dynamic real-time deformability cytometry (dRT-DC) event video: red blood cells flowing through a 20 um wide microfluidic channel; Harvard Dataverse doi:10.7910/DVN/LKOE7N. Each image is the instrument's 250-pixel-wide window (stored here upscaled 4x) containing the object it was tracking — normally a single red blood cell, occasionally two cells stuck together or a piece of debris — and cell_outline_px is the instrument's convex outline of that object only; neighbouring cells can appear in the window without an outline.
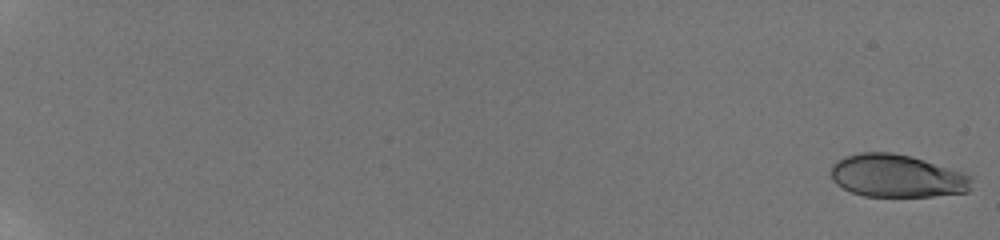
{"species": "human", "species_latin": "Homo sapiens", "temperature_condition": "room temperature", "stored_images_in_passage": 70, "camera_frame_rate_fps": 3000, "um_per_image_px": 0.085, "donor": {"sex": "male"}, "frame": {"image": 1, "passage_image": 1, "time_ms": 0.0, "image_size_px": [1000, 240], "cell_outline_px": [[972, 188], [968, 192], [932, 196], [864, 196], [852, 192], [836, 184], [832, 180], [832, 164], [836, 160], [844, 156], [860, 152], [892, 152], [912, 156], [964, 172], [972, 176]], "centroid_in_image_um": [76.26, 14.94], "position_along_channel_um": 8.7, "area_um2": 35.37}}
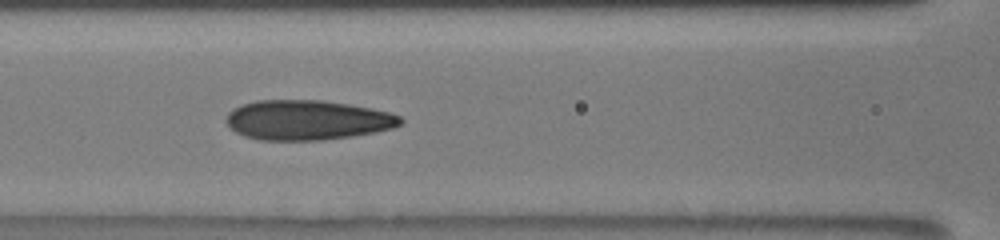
{"frame": {"image": 2, "passage_image": 30, "time_ms": 10.0, "image_size_px": [1000, 240], "cell_outline_px": [[404, 120], [400, 124], [392, 128], [376, 132], [352, 136], [320, 140], [260, 140], [244, 136], [236, 132], [224, 120], [228, 112], [232, 108], [240, 104], [256, 100], [320, 100], [348, 104], [372, 108], [388, 112], [400, 116]], "centroid_in_image_um": [26.09, 10.2], "position_along_channel_um": 140.5, "area_um2": 40.58}}
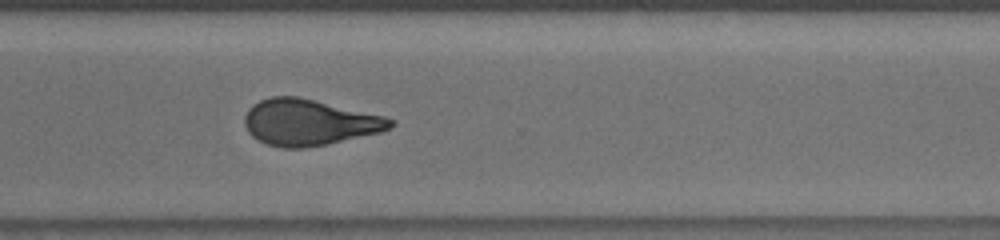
{"frame": {"image": 3, "passage_image": 58, "time_ms": 15.333, "image_size_px": [1000, 240], "cell_outline_px": [[396, 124], [392, 128], [380, 132], [328, 144], [304, 148], [280, 148], [268, 144], [252, 136], [248, 132], [244, 124], [244, 116], [248, 108], [252, 104], [260, 100], [272, 96], [296, 96], [384, 116], [396, 120]], "centroid_in_image_um": [26.27, 10.4], "position_along_channel_um": 344.3, "area_um2": 39.19}, "authors_computed_cell_mechanics": {"area_um2": 39.1884, "velocity_mm_per_s": 3.8312, "shape_relaxation_time_tau1_ms": 7.3434, "shape_relaxation_time_tau2_ms": 1.7029, "deformation_change_tau1": 0.2066, "deformation_change_tau2": 0.0976}}